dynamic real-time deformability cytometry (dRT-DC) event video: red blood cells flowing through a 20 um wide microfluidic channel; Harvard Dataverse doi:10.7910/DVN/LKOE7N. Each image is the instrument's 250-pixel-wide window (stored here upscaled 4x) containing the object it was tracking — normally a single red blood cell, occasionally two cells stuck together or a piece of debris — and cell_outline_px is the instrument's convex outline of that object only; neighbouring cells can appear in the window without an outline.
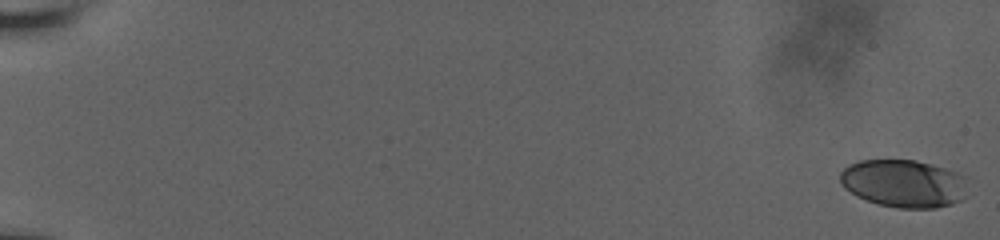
{"species": "human", "species_latin": "Homo sapiens", "temperature_condition": "room temperature", "stored_images_in_passage": 15, "camera_frame_rate_fps": 3000, "um_per_image_px": 0.085, "donor": {"sex": "male"}, "frame": {"image": 1, "passage_image": 1, "time_ms": 0.0, "image_size_px": [1000, 240], "cell_outline_px": [[968, 196], [964, 200], [952, 204], [936, 208], [900, 208], [876, 204], [856, 196], [844, 188], [840, 184], [840, 172], [848, 164], [860, 160], [916, 160], [932, 164], [968, 176]], "centroid_in_image_um": [76.87, 15.6], "position_along_channel_um": 8.1, "area_um2": 36.36}}
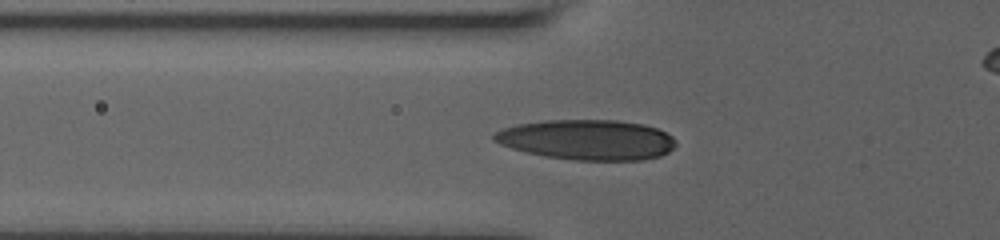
{"frame": {"image": 2, "passage_image": 13, "time_ms": 7.667, "image_size_px": [1000, 240], "cell_outline_px": [[676, 144], [668, 152], [660, 156], [640, 160], [576, 160], [544, 156], [512, 148], [500, 144], [492, 140], [492, 136], [496, 132], [504, 128], [520, 124], [548, 120], [616, 120], [644, 124], [656, 128], [672, 136], [676, 140]], "centroid_in_image_um": [49.93, 11.88], "position_along_channel_um": 75.9, "area_um2": 42.37}}
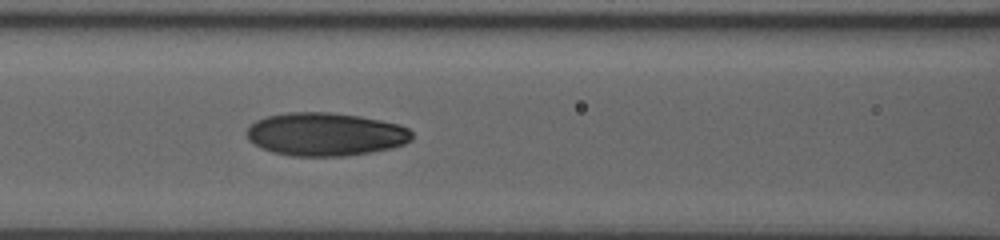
{"frame": {"image": 3, "passage_image": 15, "time_ms": 9.333, "image_size_px": [1000, 240], "cell_outline_px": [[412, 140], [404, 144], [392, 148], [372, 152], [344, 156], [292, 156], [272, 152], [260, 148], [248, 140], [244, 132], [256, 120], [268, 116], [288, 112], [328, 112], [360, 116], [400, 124], [408, 128], [412, 132]], "centroid_in_image_um": [27.65, 11.41], "position_along_channel_um": 138.9, "area_um2": 41.91}}